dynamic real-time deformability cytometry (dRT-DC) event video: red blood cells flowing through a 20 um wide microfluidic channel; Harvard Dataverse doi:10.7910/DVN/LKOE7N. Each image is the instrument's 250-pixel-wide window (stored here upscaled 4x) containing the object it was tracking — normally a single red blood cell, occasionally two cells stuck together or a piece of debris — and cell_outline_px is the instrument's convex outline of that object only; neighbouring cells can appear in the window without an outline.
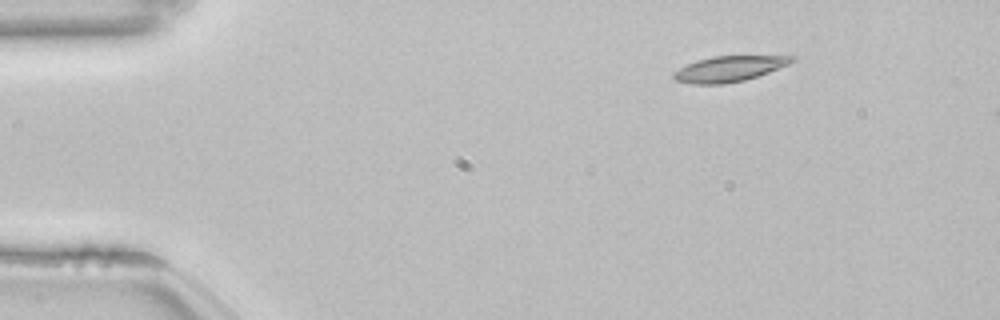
{"species": "common noctule bat (a hibernating species)", "species_latin": "Nyctalus noctula", "temperature_condition": "room temperature", "stored_images_in_passage": 8, "camera_frame_rate_fps": 3000, "um_per_image_px": 0.085, "animal": {"sex": "female", "body_mass_g": 22.7, "forearm_length_mm": 54.2}, "frame": {"image": 1, "passage_image": 1, "time_ms": 0.0, "image_size_px": [1000, 320], "cell_outline_px": [[796, 60], [788, 64], [768, 72], [744, 80], [724, 84], [692, 84], [676, 80], [672, 76], [672, 72], [696, 60], [712, 56], [796, 56]], "centroid_in_image_um": [61.95, 5.84], "position_along_channel_um": 23.1, "area_um2": 17.46}}